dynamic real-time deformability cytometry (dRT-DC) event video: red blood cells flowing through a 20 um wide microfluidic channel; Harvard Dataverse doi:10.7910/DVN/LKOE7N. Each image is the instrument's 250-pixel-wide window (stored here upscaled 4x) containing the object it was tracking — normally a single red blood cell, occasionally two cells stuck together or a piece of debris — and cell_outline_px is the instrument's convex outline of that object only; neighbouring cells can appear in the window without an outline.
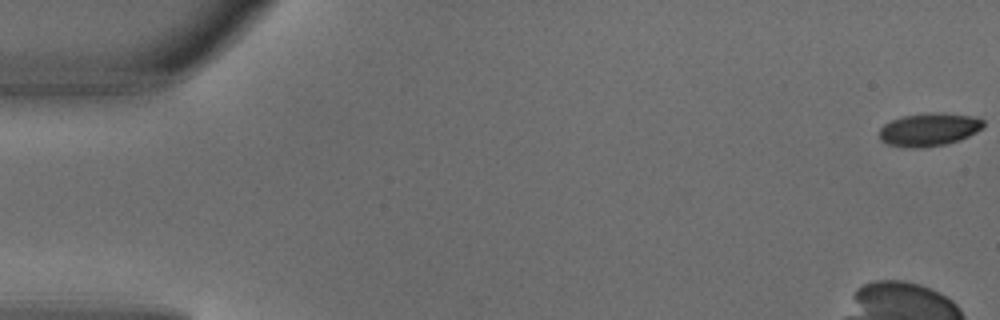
{"species": "common noctule bat (a hibernating species)", "species_latin": "Nyctalus noctula", "temperature_condition": "warm", "stored_images_in_passage": 5, "camera_frame_rate_fps": 3000, "um_per_image_px": 0.085, "animal": {"sex": "male", "body_mass_g": 18.8}, "frame": {"image": 1, "passage_image": 1, "time_ms": 0.0, "image_size_px": [1000, 320], "cell_outline_px": [[984, 128], [960, 140], [944, 144], [920, 148], [908, 148], [888, 144], [880, 140], [880, 128], [884, 124], [892, 120], [904, 116], [928, 112], [932, 112], [980, 116], [984, 120]], "centroid_in_image_um": [79.01, 11.0], "position_along_channel_um": 6.0, "area_um2": 20.23}}